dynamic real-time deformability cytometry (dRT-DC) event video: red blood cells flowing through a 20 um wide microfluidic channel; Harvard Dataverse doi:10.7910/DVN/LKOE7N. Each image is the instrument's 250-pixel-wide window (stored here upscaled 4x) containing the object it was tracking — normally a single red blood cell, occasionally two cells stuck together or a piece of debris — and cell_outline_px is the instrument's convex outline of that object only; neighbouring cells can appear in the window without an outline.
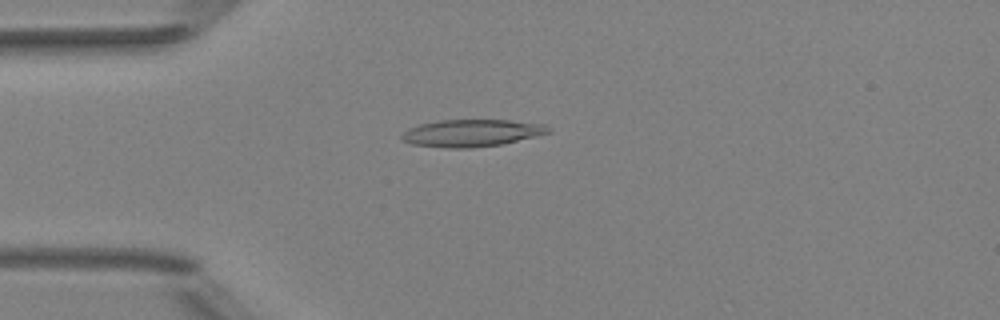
{"species": "Egyptian fruit bat (a non-hibernating species)", "species_latin": "Rousettus aegyptiacus", "temperature_condition": "room temperature", "stored_images_in_passage": 4, "camera_frame_rate_fps": 3000, "um_per_image_px": 0.085, "animal": {"sex": "female"}, "frame": {"image": 1, "passage_image": 4, "time_ms": 3.333, "image_size_px": [1000, 320], "cell_outline_px": [[552, 132], [504, 144], [468, 148], [448, 148], [412, 144], [400, 140], [400, 136], [408, 128], [420, 124], [440, 120], [508, 120], [544, 124], [552, 128]], "centroid_in_image_um": [40.1, 11.31], "position_along_channel_um": 44.9, "area_um2": 23.35}}